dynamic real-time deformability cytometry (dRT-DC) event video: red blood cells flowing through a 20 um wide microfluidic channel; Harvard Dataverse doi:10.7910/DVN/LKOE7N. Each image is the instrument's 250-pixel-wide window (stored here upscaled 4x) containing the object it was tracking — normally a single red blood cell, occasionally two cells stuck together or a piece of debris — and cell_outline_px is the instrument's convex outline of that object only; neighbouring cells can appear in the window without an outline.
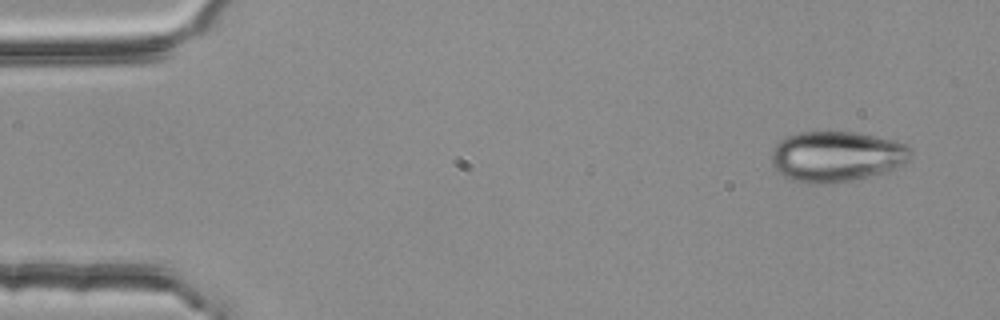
{"species": "common noctule bat (a hibernating species)", "species_latin": "Nyctalus noctula", "temperature_condition": "room temperature", "stored_images_in_passage": 4, "camera_frame_rate_fps": 3000, "um_per_image_px": 0.085, "animal": {"sex": "female", "body_mass_g": 25.1}, "frame": {"image": 1, "passage_image": 1, "time_ms": 0.0, "image_size_px": [1000, 320], "cell_outline_px": [[912, 152], [908, 160], [904, 164], [888, 172], [852, 180], [832, 184], [804, 184], [792, 180], [776, 172], [772, 168], [772, 152], [776, 144], [780, 140], [788, 136], [800, 132], [856, 132], [896, 140], [912, 148]], "centroid_in_image_um": [71.11, 13.32], "position_along_channel_um": 13.9, "area_um2": 41.62}}